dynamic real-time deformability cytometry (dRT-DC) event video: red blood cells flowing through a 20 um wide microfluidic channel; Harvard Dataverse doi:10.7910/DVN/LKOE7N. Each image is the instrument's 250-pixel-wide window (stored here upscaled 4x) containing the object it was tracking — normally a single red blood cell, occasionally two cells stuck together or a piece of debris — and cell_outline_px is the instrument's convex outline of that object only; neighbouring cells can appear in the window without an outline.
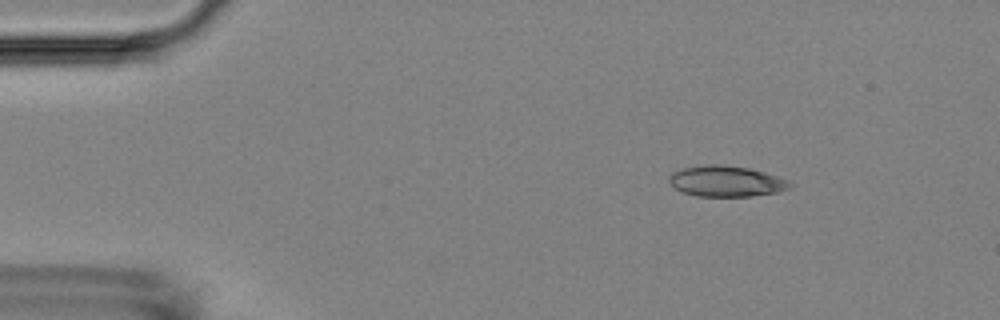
{"species": "Egyptian fruit bat (a non-hibernating species)", "species_latin": "Rousettus aegyptiacus", "temperature_condition": "room temperature", "stored_images_in_passage": 2, "camera_frame_rate_fps": 3000, "um_per_image_px": 0.085, "animal": {"sex": "female"}, "frame": {"image": 1, "passage_image": 1, "time_ms": 0.0, "image_size_px": [1000, 320], "cell_outline_px": [[792, 184], [788, 188], [776, 192], [752, 196], [696, 196], [684, 192], [676, 188], [668, 180], [668, 176], [672, 172], [684, 168], [708, 164], [720, 164], [748, 168], [764, 172], [788, 180]], "centroid_in_image_um": [61.71, 15.4], "position_along_channel_um": 23.3, "area_um2": 21.44}}